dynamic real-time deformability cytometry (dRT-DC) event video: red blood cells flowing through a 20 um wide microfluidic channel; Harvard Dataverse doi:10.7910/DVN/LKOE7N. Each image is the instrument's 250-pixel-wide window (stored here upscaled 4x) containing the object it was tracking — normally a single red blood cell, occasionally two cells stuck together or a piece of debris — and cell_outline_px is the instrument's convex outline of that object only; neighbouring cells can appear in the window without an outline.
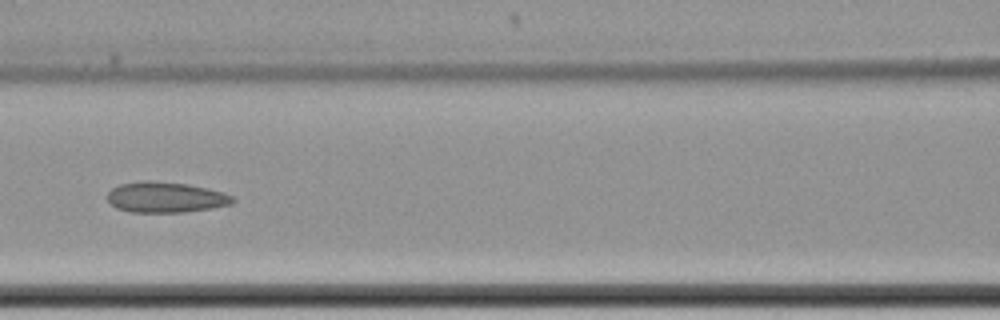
{"species": "common noctule bat (a hibernating species)", "species_latin": "Nyctalus noctula", "temperature_condition": "cold", "stored_images_in_passage": 9, "camera_frame_rate_fps": 3000, "um_per_image_px": 0.085, "animal": {"sex": "female", "body_mass_g": 22.7, "forearm_length_mm": 54.2}, "frame": {"image": 1, "passage_image": 6, "time_ms": 6.333, "image_size_px": [1000, 320], "cell_outline_px": [[236, 200], [232, 204], [212, 208], [184, 212], [132, 212], [116, 208], [108, 200], [108, 192], [112, 188], [120, 184], [140, 180], [148, 180], [188, 184], [208, 188], [224, 192], [232, 196]], "centroid_in_image_um": [14.1, 16.76], "position_along_channel_um": 152.5, "area_um2": 22.48}}
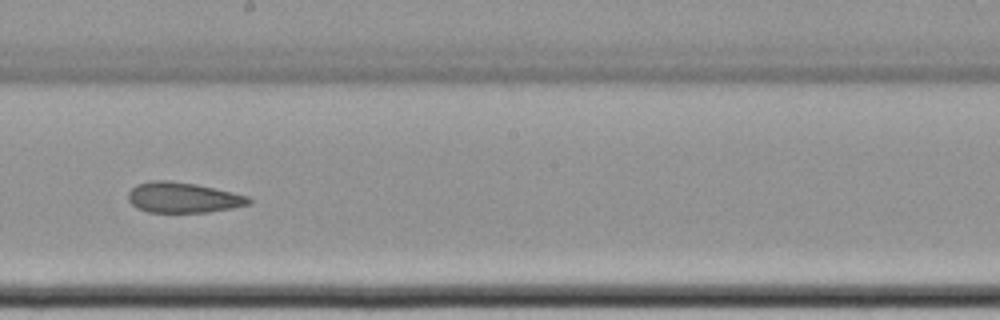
{"frame": {"image": 2, "passage_image": 8, "time_ms": 8.667, "image_size_px": [1000, 320], "cell_outline_px": [[252, 204], [232, 208], [208, 212], [148, 212], [136, 208], [128, 200], [128, 192], [136, 184], [152, 180], [168, 180], [196, 184], [232, 192], [248, 196], [252, 200]], "centroid_in_image_um": [15.55, 16.79], "position_along_channel_um": 232.6, "area_um2": 21.5}}
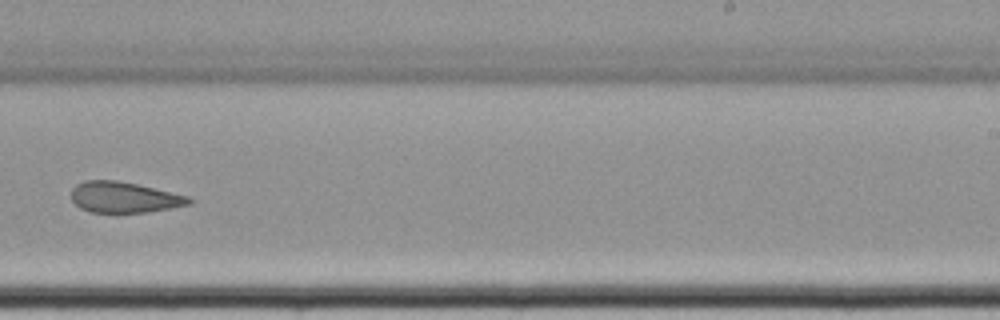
{"frame": {"image": 3, "passage_image": 9, "time_ms": 10.0, "image_size_px": [1000, 320], "cell_outline_px": [[192, 204], [148, 212], [92, 212], [80, 208], [72, 200], [72, 188], [76, 184], [84, 180], [116, 180], [136, 184], [188, 196], [192, 200]], "centroid_in_image_um": [10.54, 16.77], "position_along_channel_um": 278.5, "area_um2": 20.98}}